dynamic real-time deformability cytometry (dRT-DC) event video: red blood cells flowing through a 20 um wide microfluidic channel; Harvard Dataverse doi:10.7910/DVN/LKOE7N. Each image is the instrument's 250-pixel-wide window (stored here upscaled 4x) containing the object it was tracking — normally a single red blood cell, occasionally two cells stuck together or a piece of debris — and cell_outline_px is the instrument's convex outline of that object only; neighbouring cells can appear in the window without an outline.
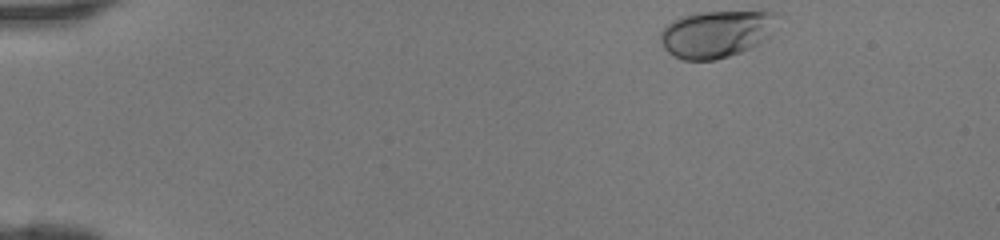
{"species": "human", "species_latin": "Homo sapiens", "temperature_condition": "room temperature", "stored_images_in_passage": 40, "camera_frame_rate_fps": 3000, "um_per_image_px": 0.085, "donor": {"sex": "female"}, "frame": {"image": 1, "passage_image": 1, "time_ms": 0.0, "image_size_px": [1000, 240], "cell_outline_px": [[780, 16], [768, 40], [752, 48], [716, 60], [684, 60], [672, 56], [660, 44], [660, 32], [672, 20], [680, 16], [696, 12], [780, 12]], "centroid_in_image_um": [60.91, 2.88], "position_along_channel_um": 24.1, "area_um2": 32.6}}
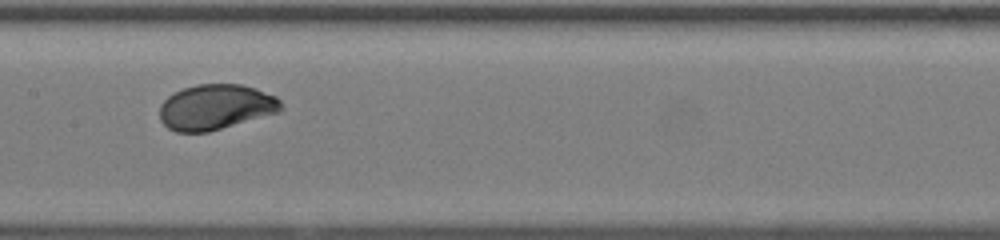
{"frame": {"image": 2, "passage_image": 19, "time_ms": 6.0, "image_size_px": [1000, 240], "cell_outline_px": [[284, 108], [280, 112], [208, 132], [176, 132], [168, 128], [160, 120], [160, 104], [168, 96], [184, 88], [196, 84], [240, 84], [256, 88], [276, 96], [280, 100]], "centroid_in_image_um": [18.35, 9.1], "position_along_channel_um": 189.0, "area_um2": 32.19}}
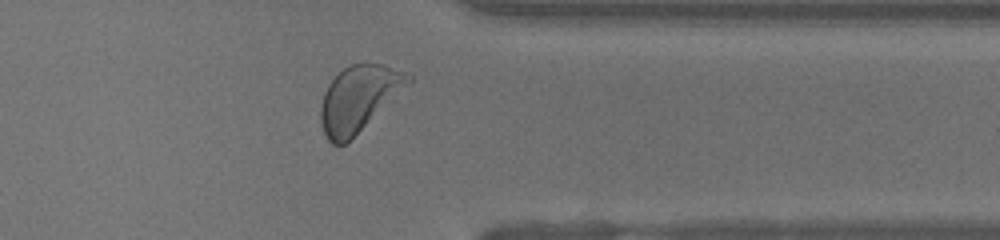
{"frame": {"image": 3, "passage_image": 32, "time_ms": 10.333, "image_size_px": [1000, 240], "cell_outline_px": [[412, 80], [344, 144], [332, 144], [328, 140], [320, 124], [320, 108], [324, 92], [328, 84], [344, 68], [352, 64], [384, 64], [404, 72], [412, 76]], "centroid_in_image_um": [30.43, 8.35], "position_along_channel_um": 381.0, "area_um2": 32.31}}